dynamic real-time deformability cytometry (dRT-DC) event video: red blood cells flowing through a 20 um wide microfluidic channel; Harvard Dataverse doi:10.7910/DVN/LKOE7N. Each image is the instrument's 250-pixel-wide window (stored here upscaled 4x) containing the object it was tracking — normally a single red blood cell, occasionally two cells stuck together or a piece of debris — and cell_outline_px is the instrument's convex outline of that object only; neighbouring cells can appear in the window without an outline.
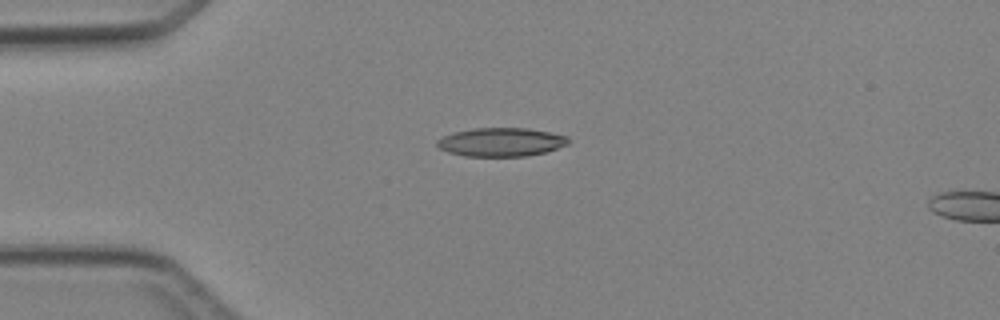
{"species": "Egyptian fruit bat (a non-hibernating species)", "species_latin": "Rousettus aegyptiacus", "temperature_condition": "cold", "stored_images_in_passage": 2, "camera_frame_rate_fps": 3000, "um_per_image_px": 0.085, "animal": {"sex": "female"}, "frame": {"image": 1, "passage_image": 1, "time_ms": 0.0, "image_size_px": [1000, 320], "cell_outline_px": [[568, 144], [544, 152], [528, 156], [464, 156], [448, 152], [440, 148], [436, 144], [436, 140], [444, 136], [456, 132], [472, 128], [528, 128], [568, 136]], "centroid_in_image_um": [42.58, 12.07], "position_along_channel_um": 42.4, "area_um2": 21.73}}